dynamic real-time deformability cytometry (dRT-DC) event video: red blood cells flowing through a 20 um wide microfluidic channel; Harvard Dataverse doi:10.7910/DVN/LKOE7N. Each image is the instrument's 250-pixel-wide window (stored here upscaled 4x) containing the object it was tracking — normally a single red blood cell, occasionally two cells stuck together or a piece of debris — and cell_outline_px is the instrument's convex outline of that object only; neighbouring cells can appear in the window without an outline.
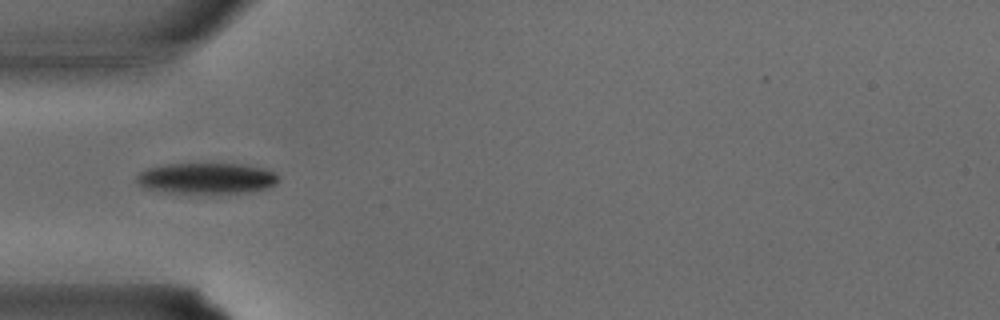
{"species": "common noctule bat (a hibernating species)", "species_latin": "Nyctalus noctula", "temperature_condition": "warm", "stored_images_in_passage": 34, "camera_frame_rate_fps": 3000, "um_per_image_px": 0.085, "animal": {"sex": "male", "body_mass_g": 15.6}, "frame": {"image": 1, "passage_image": 11, "time_ms": 3.333, "image_size_px": [1000, 320], "cell_outline_px": [[280, 180], [276, 184], [264, 188], [248, 192], [208, 196], [168, 192], [148, 188], [140, 184], [136, 180], [136, 176], [140, 172], [148, 168], [168, 164], [244, 164], [264, 168], [276, 172], [280, 176]], "centroid_in_image_um": [17.63, 15.19], "position_along_channel_um": 67.4, "area_um2": 26.3}}
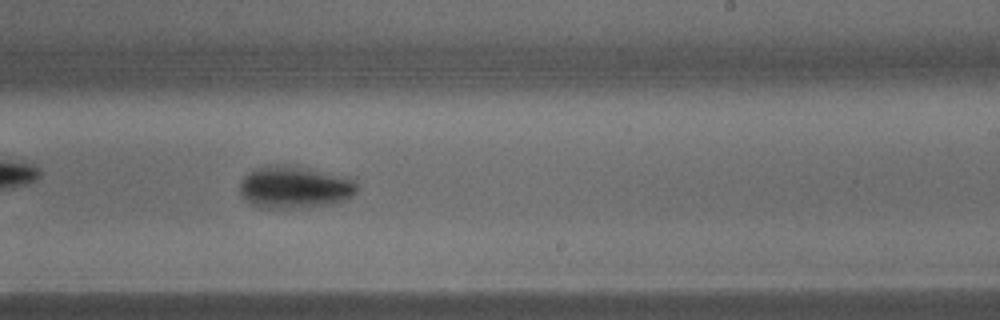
{"frame": {"image": 2, "passage_image": 21, "time_ms": 6.667, "image_size_px": [1000, 320], "cell_outline_px": [[356, 192], [348, 200], [308, 208], [260, 208], [252, 204], [240, 192], [240, 180], [248, 172], [256, 168], [284, 164], [356, 176]], "centroid_in_image_um": [25.13, 15.9], "position_along_channel_um": 263.9, "area_um2": 29.48}}
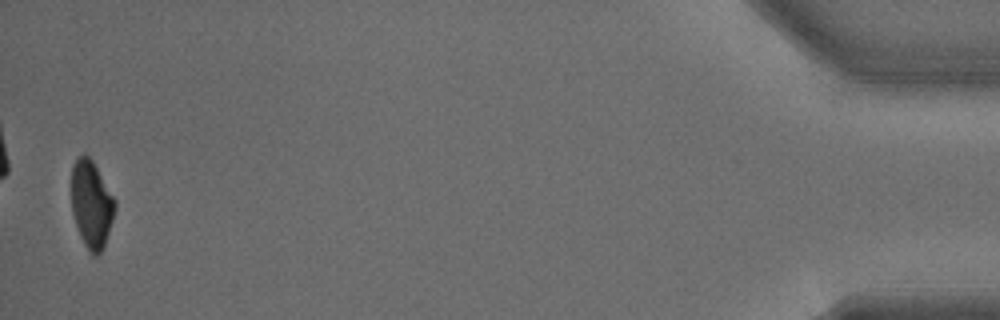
{"frame": {"image": 3, "passage_image": 34, "time_ms": 11.0, "image_size_px": [1000, 320], "cell_outline_px": [[116, 208], [104, 248], [96, 256], [92, 256], [88, 252], [80, 236], [72, 212], [72, 164], [80, 156], [88, 156], [92, 160], [116, 200]], "centroid_in_image_um": [7.79, 17.41], "position_along_channel_um": 427.4, "area_um2": 22.08}}